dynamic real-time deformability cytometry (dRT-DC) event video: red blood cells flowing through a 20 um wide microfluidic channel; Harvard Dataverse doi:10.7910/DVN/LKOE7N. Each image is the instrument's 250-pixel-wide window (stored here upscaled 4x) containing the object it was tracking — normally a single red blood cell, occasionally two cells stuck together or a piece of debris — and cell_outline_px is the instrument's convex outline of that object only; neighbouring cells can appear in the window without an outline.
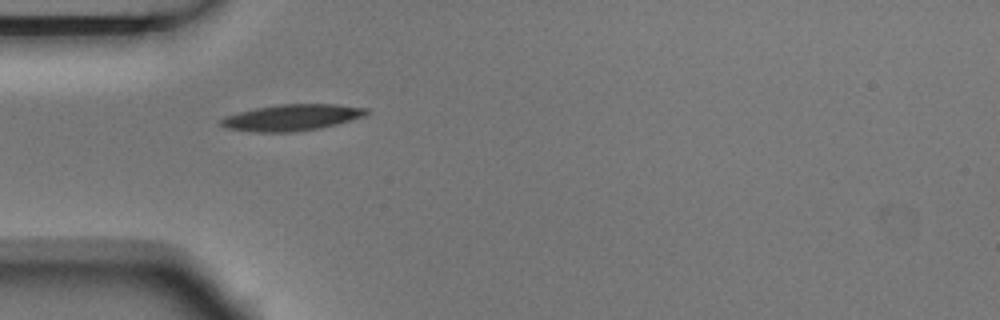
{"species": "Egyptian fruit bat (a non-hibernating species)", "species_latin": "Rousettus aegyptiacus", "temperature_condition": "room temperature", "stored_images_in_passage": 2, "camera_frame_rate_fps": 3000, "um_per_image_px": 0.085, "animal": {"sex": "male"}, "frame": {"image": 1, "passage_image": 1, "time_ms": 0.0, "image_size_px": [1000, 320], "cell_outline_px": [[368, 112], [364, 116], [352, 120], [320, 128], [296, 132], [252, 132], [228, 128], [220, 124], [220, 120], [224, 116], [256, 108], [280, 104], [336, 104], [368, 108]], "centroid_in_image_um": [24.82, 9.99], "position_along_channel_um": 60.2, "area_um2": 22.25}}
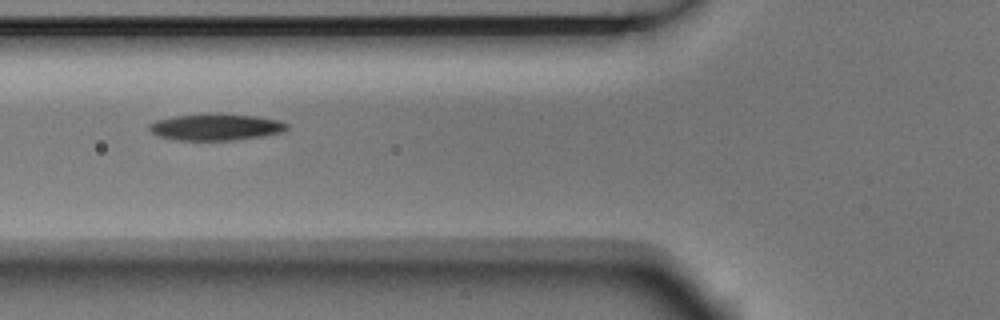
{"frame": {"image": 2, "passage_image": 2, "time_ms": 0.333, "image_size_px": [1000, 320], "cell_outline_px": [[288, 128], [284, 132], [264, 136], [236, 140], [176, 140], [160, 136], [152, 132], [148, 128], [148, 124], [156, 120], [172, 116], [216, 112], [220, 112], [256, 116], [280, 120], [288, 124]], "centroid_in_image_um": [18.38, 10.78], "position_along_channel_um": 107.4, "area_um2": 21.85}}